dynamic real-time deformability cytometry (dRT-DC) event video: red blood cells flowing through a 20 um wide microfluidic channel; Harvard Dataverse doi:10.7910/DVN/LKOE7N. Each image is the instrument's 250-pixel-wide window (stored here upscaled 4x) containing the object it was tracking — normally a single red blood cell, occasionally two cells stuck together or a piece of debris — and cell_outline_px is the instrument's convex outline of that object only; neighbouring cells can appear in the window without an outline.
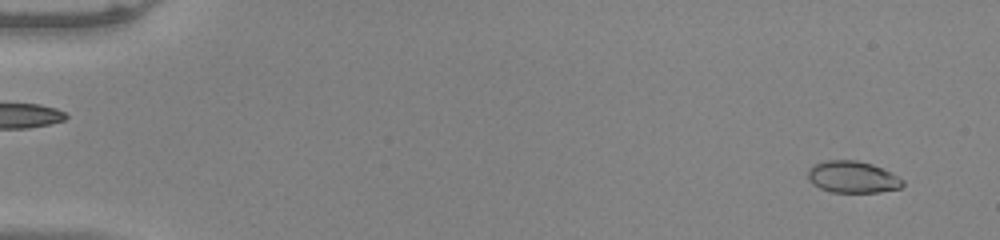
{"species": "common noctule bat (a hibernating species)", "species_latin": "Nyctalus noctula", "temperature_condition": "warm", "stored_images_in_passage": 52, "camera_frame_rate_fps": 3000, "um_per_image_px": 0.085, "animal": {"sex": "male", "body_mass_g": 20.0, "forearm_length_mm": 53.3}, "frame": {"image": 1, "passage_image": 3, "time_ms": 0.667, "image_size_px": [1000, 240], "cell_outline_px": [[904, 184], [900, 188], [880, 192], [832, 192], [820, 188], [812, 184], [808, 180], [808, 168], [812, 164], [824, 160], [856, 160], [872, 164], [892, 172], [904, 180]], "centroid_in_image_um": [72.45, 15.04], "position_along_channel_um": 12.5, "area_um2": 17.8}}
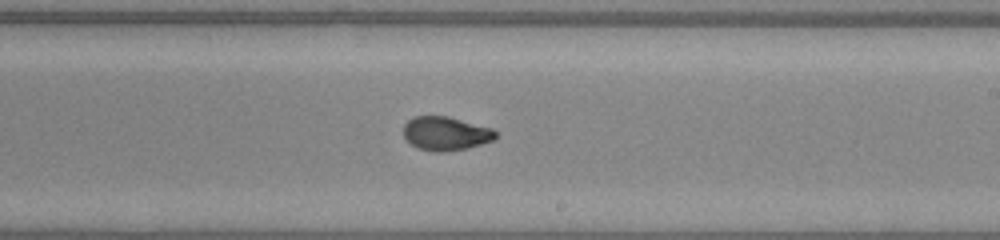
{"frame": {"image": 2, "passage_image": 32, "time_ms": 10.333, "image_size_px": [1000, 240], "cell_outline_px": [[496, 140], [468, 148], [444, 152], [432, 152], [416, 148], [404, 136], [404, 124], [412, 116], [448, 116], [492, 128], [496, 132]], "centroid_in_image_um": [37.89, 11.35], "position_along_channel_um": 251.1, "area_um2": 18.32}}
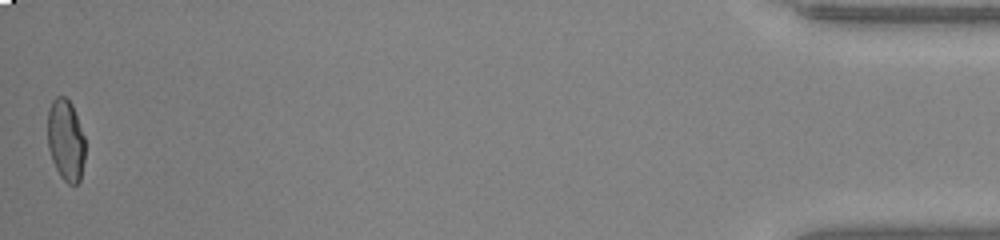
{"frame": {"image": 3, "passage_image": 52, "time_ms": 17.0, "image_size_px": [1000, 240], "cell_outline_px": [[84, 160], [80, 180], [76, 184], [68, 184], [60, 176], [52, 160], [48, 148], [48, 112], [52, 100], [56, 96], [64, 96], [72, 104], [84, 136]], "centroid_in_image_um": [5.58, 11.91], "position_along_channel_um": 429.6, "area_um2": 17.74}, "authors_computed_cell_mechanics": {"area_um2": 18.1492, "velocity_mm_per_s": 4.0104, "shape_relaxation_time_tau1_ms": 7.0491, "shape_relaxation_time_tau2_ms": 0.9047, "deformation_change_tau1": 0.2188, "deformation_change_tau2": 0.0521}}